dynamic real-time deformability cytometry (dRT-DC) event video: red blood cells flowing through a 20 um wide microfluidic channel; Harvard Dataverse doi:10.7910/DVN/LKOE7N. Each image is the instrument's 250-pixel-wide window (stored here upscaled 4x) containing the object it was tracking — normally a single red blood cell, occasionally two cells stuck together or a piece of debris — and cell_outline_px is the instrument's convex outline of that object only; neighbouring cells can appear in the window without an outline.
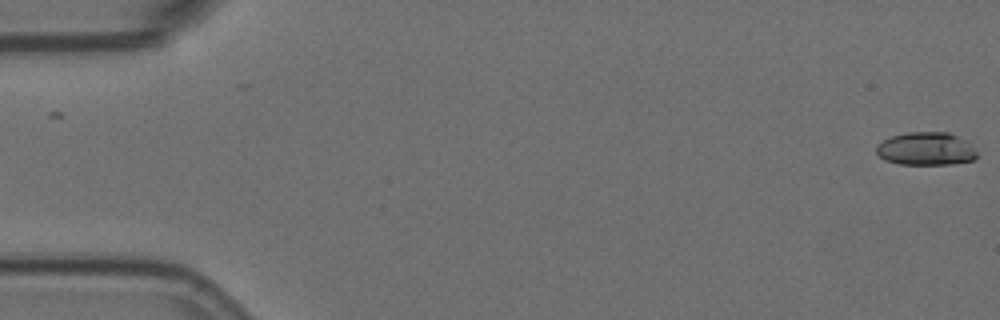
{"species": "Egyptian fruit bat (a non-hibernating species)", "species_latin": "Rousettus aegyptiacus", "temperature_condition": "room temperature", "stored_images_in_passage": 57, "camera_frame_rate_fps": 3000, "um_per_image_px": 0.085, "animal": {"sex": "female"}, "frame": {"image": 1, "passage_image": 1, "time_ms": 0.0, "image_size_px": [1000, 320], "cell_outline_px": [[976, 160], [952, 164], [900, 164], [884, 160], [876, 152], [876, 144], [892, 136], [908, 132], [948, 132], [972, 144], [976, 152]], "centroid_in_image_um": [78.71, 12.65], "position_along_channel_um": 6.3, "area_um2": 19.42}}
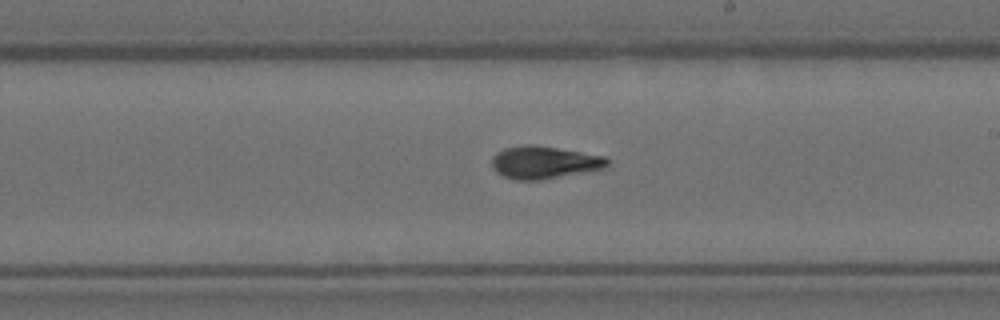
{"frame": {"image": 2, "passage_image": 33, "time_ms": 10.667, "image_size_px": [1000, 320], "cell_outline_px": [[608, 164], [604, 168], [540, 180], [512, 180], [496, 172], [492, 168], [492, 156], [496, 152], [504, 148], [528, 144], [532, 144], [604, 156], [608, 160]], "centroid_in_image_um": [46.19, 13.8], "position_along_channel_um": 242.8, "area_um2": 21.73}}
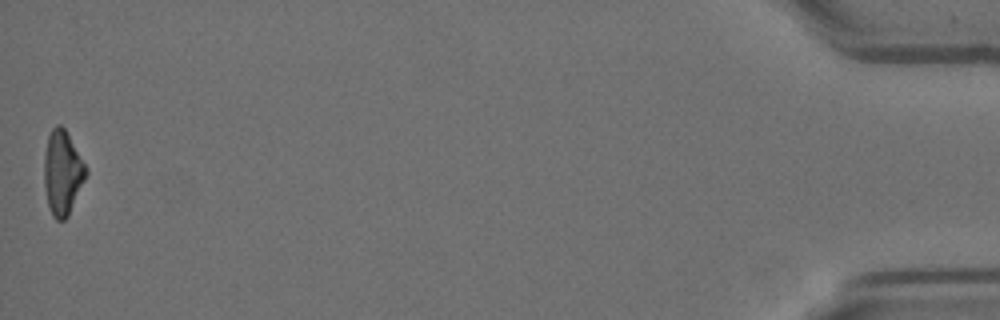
{"frame": {"image": 3, "passage_image": 57, "time_ms": 18.667, "image_size_px": [1000, 320], "cell_outline_px": [[88, 172], [68, 216], [64, 220], [56, 220], [52, 216], [48, 204], [44, 184], [44, 156], [48, 136], [52, 128], [56, 124], [60, 124], [64, 128], [88, 168]], "centroid_in_image_um": [5.31, 14.68], "position_along_channel_um": 429.9, "area_um2": 20.46}, "authors_computed_cell_mechanics": {"area_um2": 20.4612, "velocity_mm_per_s": 3.5768, "shape_relaxation_time_tau1_ms": 6.7796, "shape_relaxation_time_tau2_ms": 1.9831, "deformation_change_tau1": 0.2089, "deformation_change_tau2": 0.0906}}